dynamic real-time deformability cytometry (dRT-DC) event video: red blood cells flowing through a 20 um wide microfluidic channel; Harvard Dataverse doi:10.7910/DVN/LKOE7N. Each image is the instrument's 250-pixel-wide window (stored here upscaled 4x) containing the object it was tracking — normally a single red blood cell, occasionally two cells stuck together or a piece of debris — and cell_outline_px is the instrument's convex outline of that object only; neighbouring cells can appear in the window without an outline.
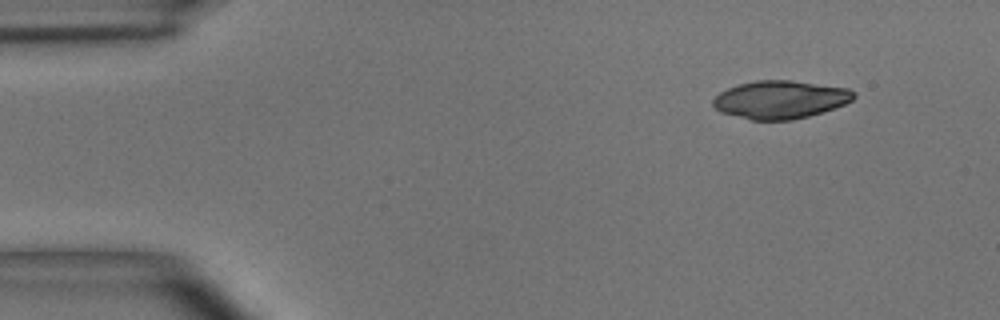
{"species": "common noctule bat (a hibernating species)", "species_latin": "Nyctalus noctula", "temperature_condition": "room temperature", "stored_images_in_passage": 5, "camera_frame_rate_fps": 3000, "um_per_image_px": 0.085, "animal": {"sex": "male", "body_mass_g": 15.6}, "frame": {"image": 1, "passage_image": 1, "time_ms": 0.0, "image_size_px": [1000, 320], "cell_outline_px": [[856, 96], [852, 100], [844, 104], [808, 116], [792, 120], [752, 120], [720, 112], [712, 104], [712, 100], [720, 92], [728, 88], [740, 84], [756, 80], [792, 80], [848, 88], [856, 92]], "centroid_in_image_um": [66.32, 8.46], "position_along_channel_um": 18.7, "area_um2": 31.04}}